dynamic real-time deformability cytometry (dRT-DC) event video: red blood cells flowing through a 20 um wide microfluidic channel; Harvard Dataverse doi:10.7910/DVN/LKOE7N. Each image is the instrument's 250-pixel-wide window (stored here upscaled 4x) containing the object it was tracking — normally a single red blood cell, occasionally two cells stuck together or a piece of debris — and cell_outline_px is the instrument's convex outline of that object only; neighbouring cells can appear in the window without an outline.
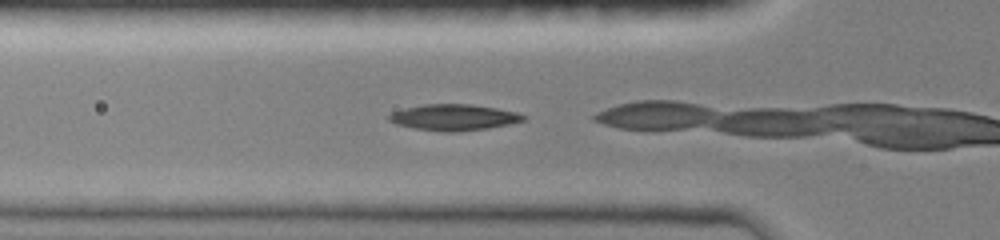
{"species": "common noctule bat (a hibernating species)", "species_latin": "Nyctalus noctula", "temperature_condition": "room temperature", "stored_images_in_passage": 17, "camera_frame_rate_fps": 3000, "um_per_image_px": 0.085, "animal": {"sex": "female", "body_mass_g": 19.0, "forearm_length_mm": 51.5}, "frame": {"image": 1, "passage_image": 11, "time_ms": 3.333, "image_size_px": [1000, 240], "cell_outline_px": [[528, 116], [524, 120], [508, 124], [488, 128], [456, 132], [444, 132], [412, 128], [396, 124], [388, 120], [388, 116], [392, 112], [404, 108], [424, 104], [472, 104], [496, 108], [516, 112]], "centroid_in_image_um": [38.55, 9.97], "position_along_channel_um": 87.2, "area_um2": 20.52}}